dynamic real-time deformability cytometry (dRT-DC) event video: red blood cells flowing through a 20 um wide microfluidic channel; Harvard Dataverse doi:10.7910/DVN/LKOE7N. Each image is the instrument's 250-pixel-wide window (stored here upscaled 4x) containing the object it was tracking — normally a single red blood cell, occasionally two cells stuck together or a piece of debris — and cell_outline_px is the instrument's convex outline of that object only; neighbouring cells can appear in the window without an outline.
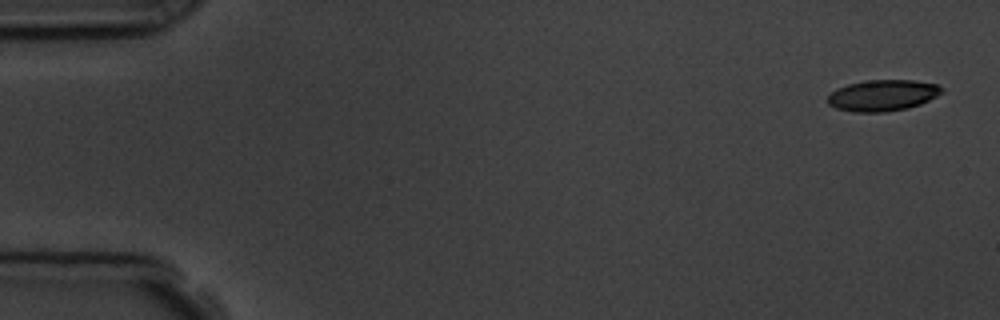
{"species": "common noctule bat (a hibernating species)", "species_latin": "Nyctalus noctula", "temperature_condition": "room temperature", "stored_images_in_passage": 5, "camera_frame_rate_fps": 3000, "um_per_image_px": 0.085, "animal": {"sex": "male", "body_mass_g": 19.5, "forearm_length_mm": 54.6}, "frame": {"image": 1, "passage_image": 1, "time_ms": 0.0, "image_size_px": [1000, 320], "cell_outline_px": [[944, 92], [920, 104], [908, 108], [884, 112], [856, 112], [836, 108], [828, 104], [828, 96], [836, 88], [848, 84], [864, 80], [916, 80], [936, 84], [944, 88]], "centroid_in_image_um": [75.04, 8.1], "position_along_channel_um": 10.0, "area_um2": 20.81}}
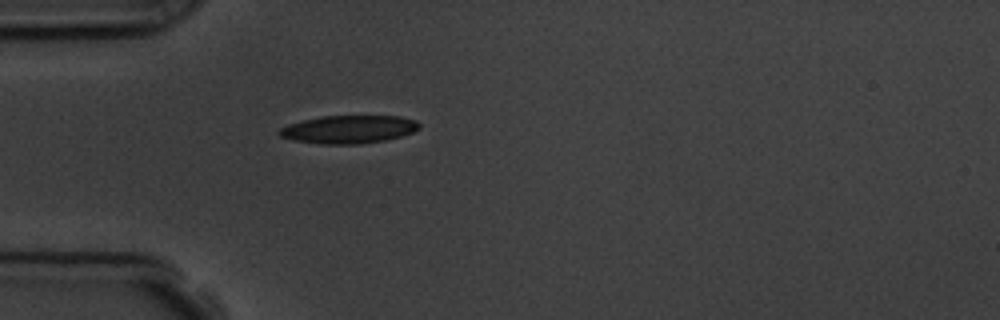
{"frame": {"image": 2, "passage_image": 5, "time_ms": 4.667, "image_size_px": [1000, 320], "cell_outline_px": [[420, 128], [412, 132], [388, 140], [360, 144], [320, 144], [292, 140], [280, 136], [276, 132], [280, 128], [288, 124], [320, 116], [400, 116], [416, 120], [420, 124]], "centroid_in_image_um": [29.63, 11.0], "position_along_channel_um": 55.4, "area_um2": 23.0}}